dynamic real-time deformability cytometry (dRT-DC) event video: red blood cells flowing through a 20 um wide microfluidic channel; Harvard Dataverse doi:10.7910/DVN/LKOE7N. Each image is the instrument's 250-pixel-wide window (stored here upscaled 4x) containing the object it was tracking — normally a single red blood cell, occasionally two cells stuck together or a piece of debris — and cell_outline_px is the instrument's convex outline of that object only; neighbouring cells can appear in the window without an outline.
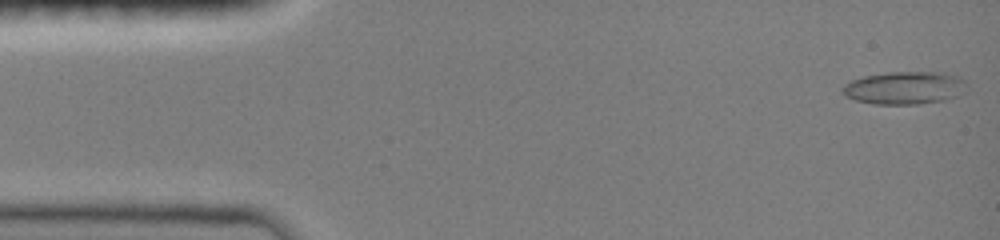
{"species": "common noctule bat (a hibernating species)", "species_latin": "Nyctalus noctula", "temperature_condition": "room temperature", "stored_images_in_passage": 24, "camera_frame_rate_fps": 3000, "um_per_image_px": 0.085, "animal": {"sex": "female", "body_mass_g": 19.0, "forearm_length_mm": 51.5}, "frame": {"image": 1, "passage_image": 1, "time_ms": 0.0, "image_size_px": [1000, 240], "cell_outline_px": [[968, 84], [956, 96], [944, 100], [916, 104], [872, 104], [856, 100], [844, 96], [840, 88], [844, 84], [852, 80], [864, 76], [888, 72], [944, 72], [956, 76], [964, 80]], "centroid_in_image_um": [76.84, 7.46], "position_along_channel_um": 8.2, "area_um2": 23.7}}
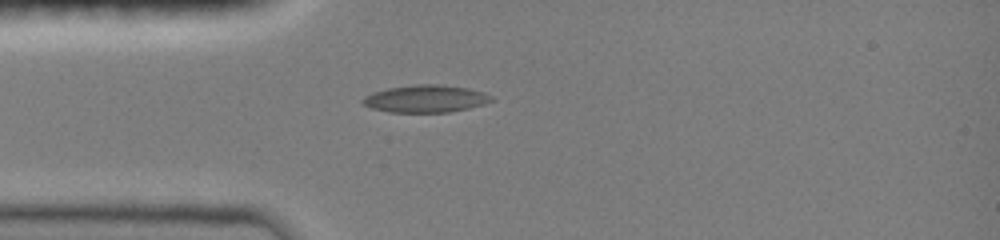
{"frame": {"image": 2, "passage_image": 16, "time_ms": 3.667, "image_size_px": [1000, 240], "cell_outline_px": [[496, 100], [484, 104], [468, 108], [448, 112], [388, 112], [372, 108], [364, 104], [360, 100], [364, 96], [372, 92], [388, 88], [416, 84], [436, 84], [468, 88], [484, 92], [492, 96]], "centroid_in_image_um": [36.19, 8.39], "position_along_channel_um": 48.8, "area_um2": 20.58}}
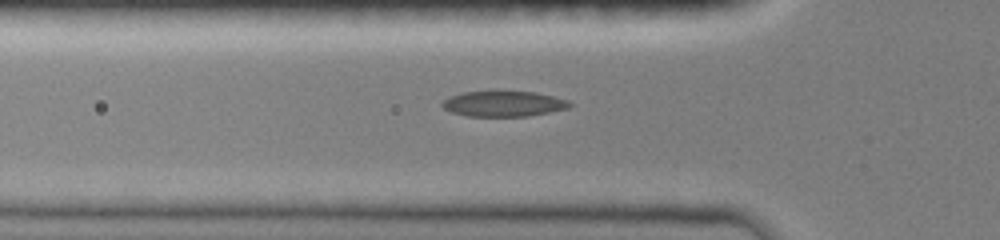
{"frame": {"image": 3, "passage_image": 20, "time_ms": 4.667, "image_size_px": [1000, 240], "cell_outline_px": [[572, 104], [568, 108], [528, 116], [468, 116], [452, 112], [444, 108], [440, 104], [448, 96], [464, 92], [496, 88], [500, 88], [536, 92], [568, 100]], "centroid_in_image_um": [42.77, 8.76], "position_along_channel_um": 83.0, "area_um2": 19.77}}